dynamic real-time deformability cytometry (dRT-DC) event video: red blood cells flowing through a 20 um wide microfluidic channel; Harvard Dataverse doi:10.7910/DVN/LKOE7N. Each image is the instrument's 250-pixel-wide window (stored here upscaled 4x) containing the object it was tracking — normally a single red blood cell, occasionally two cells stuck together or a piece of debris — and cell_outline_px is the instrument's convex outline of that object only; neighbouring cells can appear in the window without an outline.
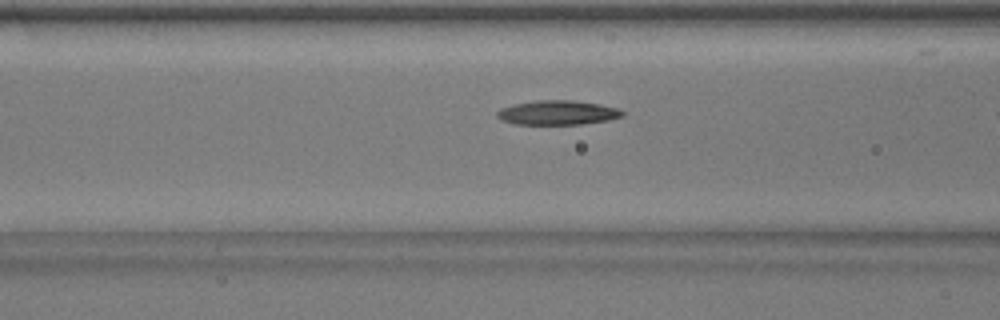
{"species": "common noctule bat (a hibernating species)", "species_latin": "Nyctalus noctula", "temperature_condition": "warm", "stored_images_in_passage": 11, "camera_frame_rate_fps": 3000, "um_per_image_px": 0.085, "animal": {"sex": "male", "body_mass_g": 17.9}, "frame": {"image": 1, "passage_image": 10, "time_ms": 3.0, "image_size_px": [1000, 320], "cell_outline_px": [[624, 116], [608, 120], [580, 124], [516, 124], [500, 120], [496, 116], [496, 112], [500, 108], [512, 104], [536, 100], [572, 100], [600, 104], [616, 108], [624, 112]], "centroid_in_image_um": [47.35, 9.57], "position_along_channel_um": 119.3, "area_um2": 17.86}}